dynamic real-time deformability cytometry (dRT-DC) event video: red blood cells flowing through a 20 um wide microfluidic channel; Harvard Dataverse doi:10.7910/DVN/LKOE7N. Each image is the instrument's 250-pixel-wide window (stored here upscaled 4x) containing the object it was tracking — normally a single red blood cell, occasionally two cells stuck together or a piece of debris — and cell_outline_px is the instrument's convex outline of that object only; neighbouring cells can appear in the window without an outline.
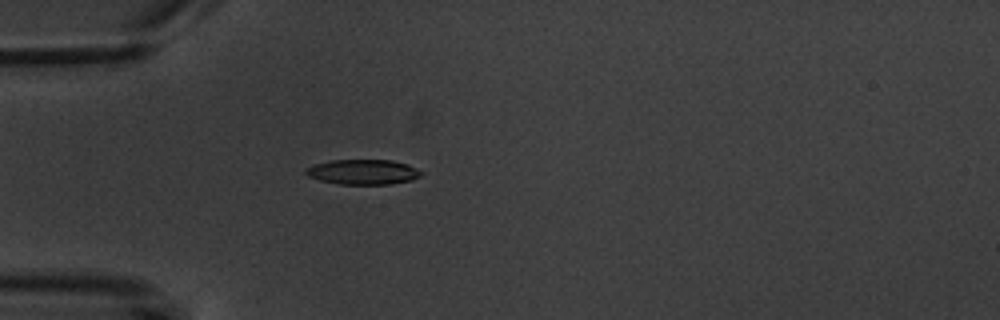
{"species": "common noctule bat (a hibernating species)", "species_latin": "Nyctalus noctula", "temperature_condition": "warm", "stored_images_in_passage": 3, "camera_frame_rate_fps": 3000, "um_per_image_px": 0.085, "animal": {"sex": "male", "body_mass_g": 20.1, "forearm_length_mm": 53.5}, "frame": {"image": 1, "passage_image": 3, "time_ms": 3.0, "image_size_px": [1000, 320], "cell_outline_px": [[424, 172], [420, 176], [412, 180], [392, 184], [340, 184], [320, 180], [308, 176], [304, 172], [308, 168], [316, 164], [332, 160], [392, 160], [408, 164]], "centroid_in_image_um": [30.91, 14.62], "position_along_channel_um": 54.1, "area_um2": 16.76}}